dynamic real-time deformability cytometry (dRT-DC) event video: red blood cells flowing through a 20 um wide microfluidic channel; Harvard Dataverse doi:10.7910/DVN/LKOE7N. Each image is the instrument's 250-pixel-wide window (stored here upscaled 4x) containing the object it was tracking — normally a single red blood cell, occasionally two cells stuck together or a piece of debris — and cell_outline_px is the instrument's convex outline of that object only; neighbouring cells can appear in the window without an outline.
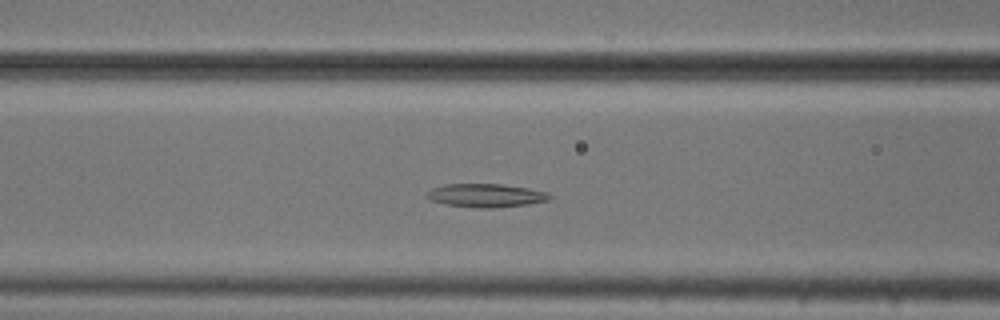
{"species": "common noctule bat (a hibernating species)", "species_latin": "Nyctalus noctula", "temperature_condition": "cold", "stored_images_in_passage": 50, "camera_frame_rate_fps": 3000, "um_per_image_px": 0.085, "animal": {"sex": "male", "body_mass_g": 20.5, "forearm_length_mm": 52.5}, "frame": {"image": 1, "passage_image": 17, "time_ms": 5.333, "image_size_px": [1000, 320], "cell_outline_px": [[552, 196], [548, 200], [528, 204], [492, 208], [476, 208], [444, 204], [432, 200], [424, 196], [432, 188], [448, 184], [500, 184], [528, 188], [548, 192]], "centroid_in_image_um": [41.3, 16.62], "position_along_channel_um": 125.3, "area_um2": 16.7}}
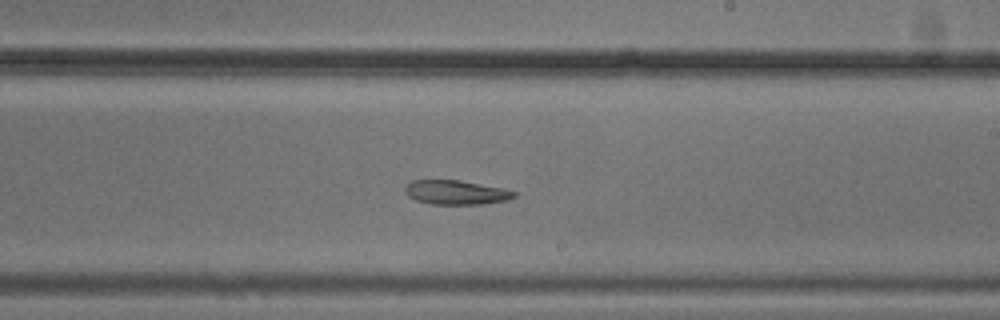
{"frame": {"image": 2, "passage_image": 27, "time_ms": 8.667, "image_size_px": [1000, 320], "cell_outline_px": [[516, 196], [508, 200], [484, 204], [432, 204], [416, 200], [408, 196], [404, 192], [404, 188], [412, 180], [460, 180], [504, 188], [516, 192]], "centroid_in_image_um": [38.77, 16.35], "position_along_channel_um": 250.2, "area_um2": 15.49}}
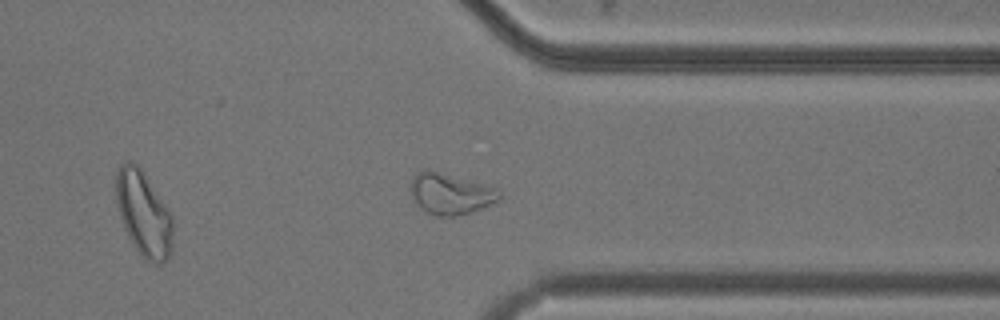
{"frame": {"image": 3, "passage_image": 37, "time_ms": 12.0, "image_size_px": [1000, 320], "cell_outline_px": [[504, 196], [500, 200], [484, 208], [472, 212], [456, 216], [436, 216], [420, 208], [416, 204], [412, 196], [412, 176], [416, 172], [436, 172], [496, 188]], "centroid_in_image_um": [38.33, 16.53], "position_along_channel_um": 373.1, "area_um2": 20.69}, "authors_computed_cell_mechanics": {"area_um2": 19.5942, "velocity_mm_per_s": 3.755, "shape_relaxation_time_tau1_ms": null, "shape_relaxation_time_tau2_ms": 5.1528, "deformation_change_tau1": null, "deformation_change_tau2": 0.1152}}